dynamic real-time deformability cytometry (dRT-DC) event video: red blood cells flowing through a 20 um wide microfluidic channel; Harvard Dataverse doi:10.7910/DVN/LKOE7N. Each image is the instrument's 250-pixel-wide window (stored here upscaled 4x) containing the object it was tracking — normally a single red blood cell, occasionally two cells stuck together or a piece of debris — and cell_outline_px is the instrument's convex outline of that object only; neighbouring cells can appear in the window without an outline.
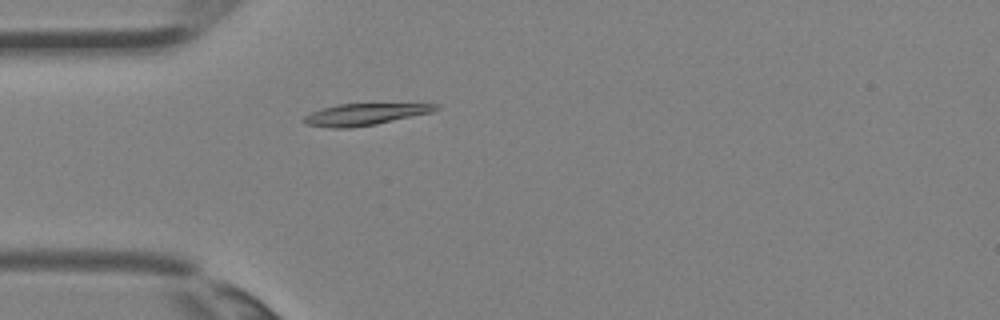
{"species": "Egyptian fruit bat (a non-hibernating species)", "species_latin": "Rousettus aegyptiacus", "temperature_condition": "room temperature", "stored_images_in_passage": 3, "camera_frame_rate_fps": 3000, "um_per_image_px": 0.085, "animal": {"sex": "female"}, "frame": {"image": 1, "passage_image": 3, "time_ms": 0.667, "image_size_px": [1000, 320], "cell_outline_px": [[440, 108], [432, 112], [376, 124], [352, 128], [332, 128], [304, 124], [304, 116], [312, 112], [324, 108], [340, 104], [436, 104]], "centroid_in_image_um": [30.99, 9.73], "position_along_channel_um": 54.0, "area_um2": 16.36}}